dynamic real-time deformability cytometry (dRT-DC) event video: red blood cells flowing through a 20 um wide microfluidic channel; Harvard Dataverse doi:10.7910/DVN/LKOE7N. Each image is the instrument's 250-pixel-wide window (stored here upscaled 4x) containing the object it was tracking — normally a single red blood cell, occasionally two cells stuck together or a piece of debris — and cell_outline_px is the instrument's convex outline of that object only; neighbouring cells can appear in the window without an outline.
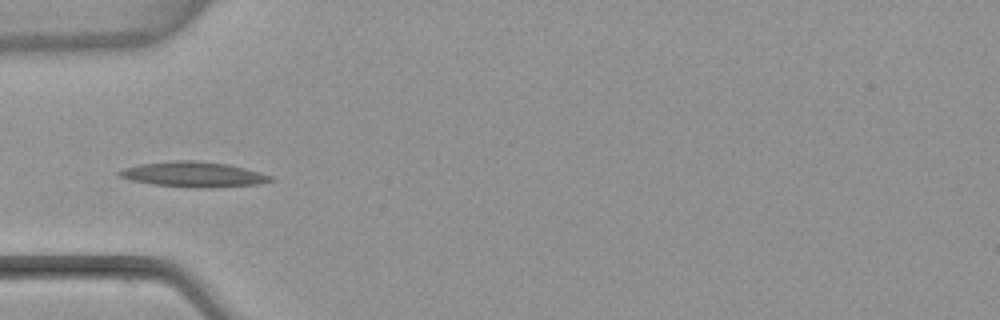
{"species": "common noctule bat (a hibernating species)", "species_latin": "Nyctalus noctula", "temperature_condition": "warm", "stored_images_in_passage": 8, "camera_frame_rate_fps": 3000, "um_per_image_px": 0.085, "animal": {"sex": "female", "body_mass_g": 22.7, "forearm_length_mm": 54.2}, "frame": {"image": 1, "passage_image": 5, "time_ms": 5.0, "image_size_px": [1000, 320], "cell_outline_px": [[276, 180], [256, 184], [212, 188], [200, 188], [152, 184], [132, 180], [120, 176], [116, 172], [124, 168], [140, 164], [168, 160], [200, 160], [228, 164], [260, 172], [272, 176]], "centroid_in_image_um": [16.46, 14.81], "position_along_channel_um": 68.5, "area_um2": 22.37}}
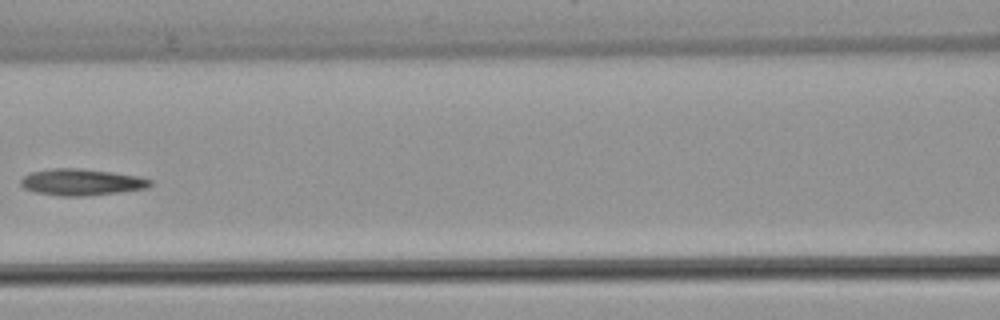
{"frame": {"image": 2, "passage_image": 7, "time_ms": 7.333, "image_size_px": [1000, 320], "cell_outline_px": [[152, 184], [148, 188], [84, 196], [64, 196], [36, 192], [24, 188], [20, 184], [20, 180], [24, 176], [32, 172], [52, 168], [80, 168], [112, 172], [140, 176], [152, 180]], "centroid_in_image_um": [6.94, 15.47], "position_along_channel_um": 159.7, "area_um2": 19.88}}
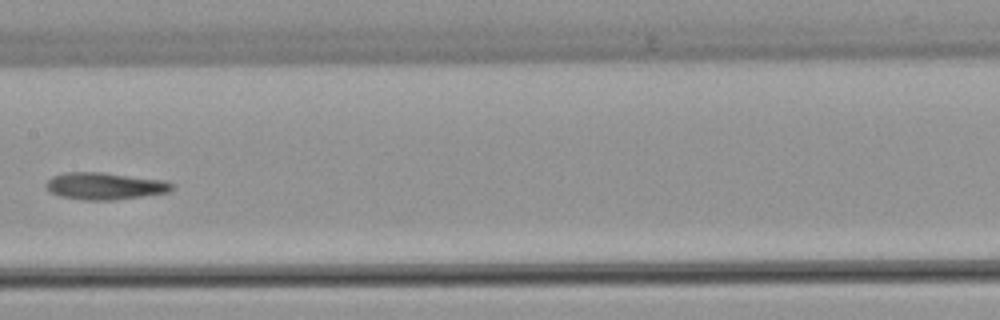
{"frame": {"image": 3, "passage_image": 8, "time_ms": 8.333, "image_size_px": [1000, 320], "cell_outline_px": [[172, 188], [168, 192], [112, 200], [84, 200], [60, 196], [52, 192], [44, 184], [52, 176], [64, 172], [100, 172], [164, 180], [172, 184]], "centroid_in_image_um": [8.86, 15.8], "position_along_channel_um": 198.5, "area_um2": 19.54}}